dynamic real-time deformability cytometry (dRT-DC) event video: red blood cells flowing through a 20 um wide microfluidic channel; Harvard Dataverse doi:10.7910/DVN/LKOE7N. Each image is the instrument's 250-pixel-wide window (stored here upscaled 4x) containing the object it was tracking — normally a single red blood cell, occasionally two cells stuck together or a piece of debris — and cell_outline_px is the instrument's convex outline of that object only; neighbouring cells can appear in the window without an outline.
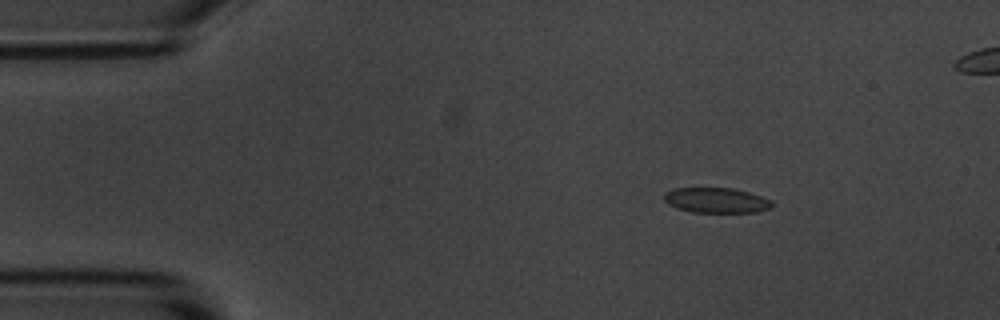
{"species": "common noctule bat (a hibernating species)", "species_latin": "Nyctalus noctula", "temperature_condition": "room temperature", "stored_images_in_passage": 6, "camera_frame_rate_fps": 3000, "um_per_image_px": 0.085, "animal": {"sex": "male", "body_mass_g": 20.1, "forearm_length_mm": 53.5}, "frame": {"image": 1, "passage_image": 3, "time_ms": 0.667, "image_size_px": [1000, 320], "cell_outline_px": [[772, 208], [756, 212], [692, 212], [676, 208], [668, 204], [664, 200], [664, 192], [672, 188], [732, 188], [748, 192], [772, 200]], "centroid_in_image_um": [60.86, 17.02], "position_along_channel_um": 24.1, "area_um2": 15.9}}